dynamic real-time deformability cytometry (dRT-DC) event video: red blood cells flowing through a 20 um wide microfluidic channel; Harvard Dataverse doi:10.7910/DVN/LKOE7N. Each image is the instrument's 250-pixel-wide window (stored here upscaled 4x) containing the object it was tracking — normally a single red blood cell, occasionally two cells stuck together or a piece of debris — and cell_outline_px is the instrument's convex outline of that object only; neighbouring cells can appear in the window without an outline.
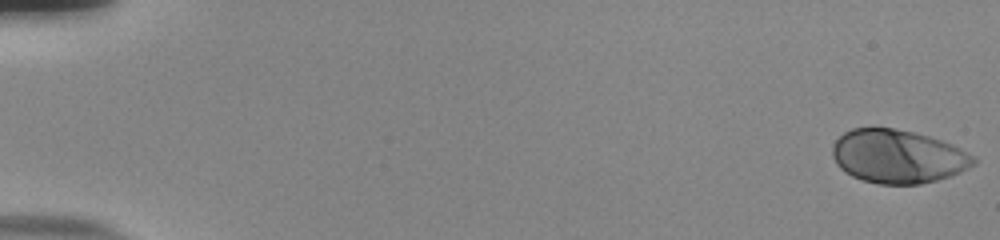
{"species": "human", "species_latin": "Homo sapiens", "temperature_condition": "room temperature", "stored_images_in_passage": 54, "camera_frame_rate_fps": 3000, "um_per_image_px": 0.085, "donor": {"sex": "male"}, "frame": {"image": 1, "passage_image": 1, "time_ms": 0.0, "image_size_px": [1000, 240], "cell_outline_px": [[976, 164], [960, 172], [936, 180], [920, 184], [880, 184], [864, 180], [852, 176], [844, 172], [836, 164], [832, 156], [832, 144], [844, 132], [852, 128], [892, 128], [912, 132], [928, 136], [952, 144], [976, 156]], "centroid_in_image_um": [76.31, 13.3], "position_along_channel_um": 8.7, "area_um2": 43.99}}
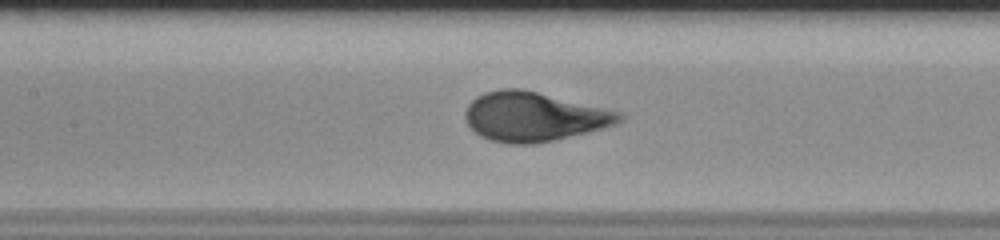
{"frame": {"image": 2, "passage_image": 27, "time_ms": 8.667, "image_size_px": [1000, 240], "cell_outline_px": [[624, 120], [616, 124], [604, 128], [536, 144], [508, 144], [492, 140], [480, 136], [464, 120], [464, 112], [468, 104], [476, 96], [484, 92], [500, 88], [520, 88], [624, 112]], "centroid_in_image_um": [45.38, 9.91], "position_along_channel_um": 162.0, "area_um2": 44.51}}
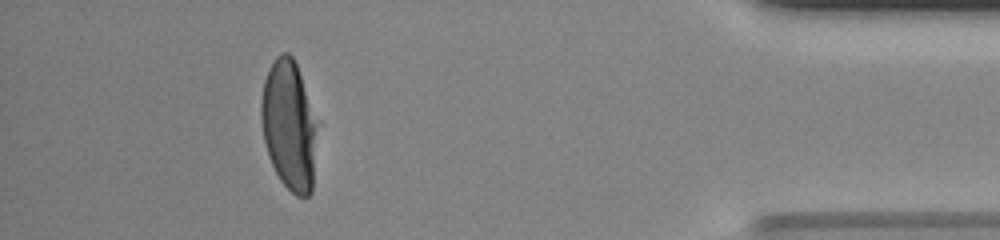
{"frame": {"image": 3, "passage_image": 50, "time_ms": 16.333, "image_size_px": [1000, 240], "cell_outline_px": [[320, 120], [312, 192], [308, 196], [296, 196], [280, 180], [268, 156], [264, 140], [260, 120], [260, 100], [264, 80], [268, 68], [276, 56], [280, 52], [288, 52], [292, 56], [296, 64]], "centroid_in_image_um": [24.61, 10.63], "position_along_channel_um": 410.6, "area_um2": 43.81}, "authors_computed_cell_mechanics": {"area_um2": 43.8413, "velocity_mm_per_s": 3.8348, "shape_relaxation_time_tau1_ms": 3.4934, "shape_relaxation_time_tau2_ms": null, "deformation_change_tau1": 0.2114, "deformation_change_tau2": null}}